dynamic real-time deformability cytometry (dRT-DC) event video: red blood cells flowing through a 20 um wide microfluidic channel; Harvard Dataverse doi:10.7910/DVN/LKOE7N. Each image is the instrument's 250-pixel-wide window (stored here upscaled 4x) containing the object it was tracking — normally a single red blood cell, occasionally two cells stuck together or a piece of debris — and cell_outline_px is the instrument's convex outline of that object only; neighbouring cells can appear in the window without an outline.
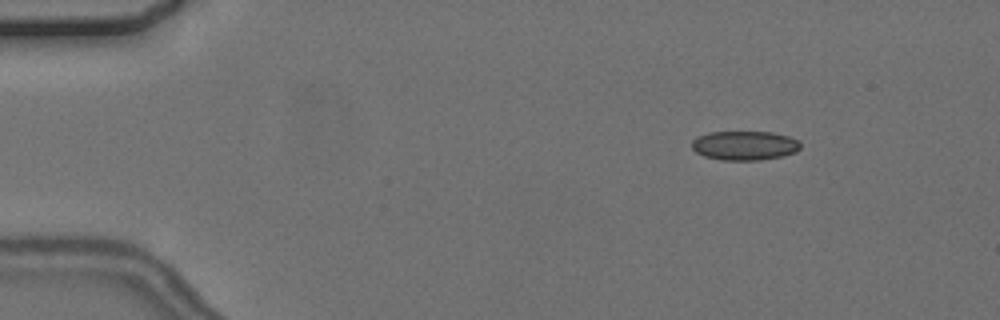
{"species": "common noctule bat (a hibernating species)", "species_latin": "Nyctalus noctula", "temperature_condition": "cold", "stored_images_in_passage": 9, "camera_frame_rate_fps": 3000, "um_per_image_px": 0.085, "animal": {"sex": "female", "body_mass_g": 24.6, "forearm_length_mm": 56.2}, "frame": {"image": 1, "passage_image": 2, "time_ms": 1.333, "image_size_px": [1000, 320], "cell_outline_px": [[800, 148], [796, 152], [780, 156], [760, 160], [724, 160], [704, 156], [696, 152], [692, 148], [692, 140], [708, 132], [772, 132], [788, 136], [796, 140], [800, 144]], "centroid_in_image_um": [63.28, 12.37], "position_along_channel_um": 21.7, "area_um2": 18.32}}
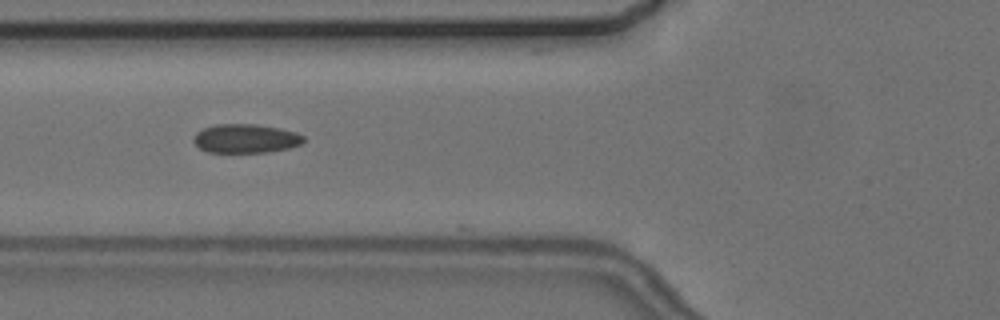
{"frame": {"image": 2, "passage_image": 6, "time_ms": 6.0, "image_size_px": [1000, 320], "cell_outline_px": [[304, 140], [300, 144], [288, 148], [268, 152], [208, 152], [200, 148], [192, 140], [196, 132], [204, 128], [216, 124], [256, 124], [280, 128], [296, 132], [304, 136]], "centroid_in_image_um": [20.88, 11.77], "position_along_channel_um": 104.9, "area_um2": 18.5}}
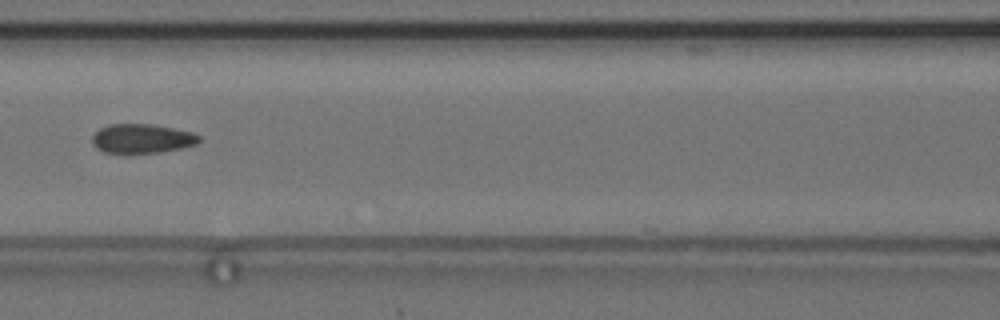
{"frame": {"image": 3, "passage_image": 7, "time_ms": 7.333, "image_size_px": [1000, 320], "cell_outline_px": [[200, 140], [196, 144], [184, 148], [160, 152], [128, 156], [124, 156], [104, 152], [96, 148], [92, 144], [92, 136], [100, 128], [108, 124], [152, 124], [192, 132], [200, 136]], "centroid_in_image_um": [12.02, 11.83], "position_along_channel_um": 154.6, "area_um2": 18.96}}